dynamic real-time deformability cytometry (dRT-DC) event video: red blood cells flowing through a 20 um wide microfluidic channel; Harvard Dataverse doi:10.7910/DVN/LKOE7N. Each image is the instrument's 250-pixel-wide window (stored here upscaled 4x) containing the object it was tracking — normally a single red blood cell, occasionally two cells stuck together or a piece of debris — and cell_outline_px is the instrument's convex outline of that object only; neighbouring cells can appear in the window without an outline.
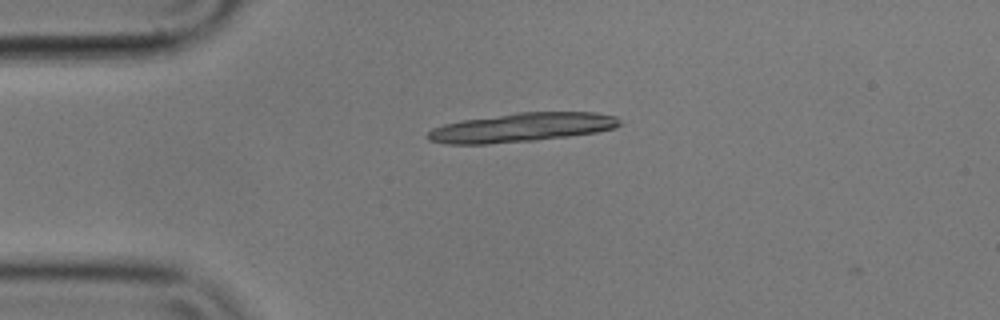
{"species": "common noctule bat (a hibernating species)", "species_latin": "Nyctalus noctula", "temperature_condition": "cold", "stored_images_in_passage": 4, "camera_frame_rate_fps": 3000, "um_per_image_px": 0.085, "animal": {"sex": "male", "body_mass_g": 17.9}, "frame": {"image": 1, "passage_image": 2, "time_ms": 0.333, "image_size_px": [1000, 320], "cell_outline_px": [[620, 124], [616, 128], [596, 132], [568, 136], [536, 140], [488, 144], [444, 144], [428, 140], [424, 136], [432, 128], [444, 124], [460, 120], [516, 112], [596, 112], [616, 116], [620, 120]], "centroid_in_image_um": [44.3, 10.83], "position_along_channel_um": 40.7, "area_um2": 32.66}}